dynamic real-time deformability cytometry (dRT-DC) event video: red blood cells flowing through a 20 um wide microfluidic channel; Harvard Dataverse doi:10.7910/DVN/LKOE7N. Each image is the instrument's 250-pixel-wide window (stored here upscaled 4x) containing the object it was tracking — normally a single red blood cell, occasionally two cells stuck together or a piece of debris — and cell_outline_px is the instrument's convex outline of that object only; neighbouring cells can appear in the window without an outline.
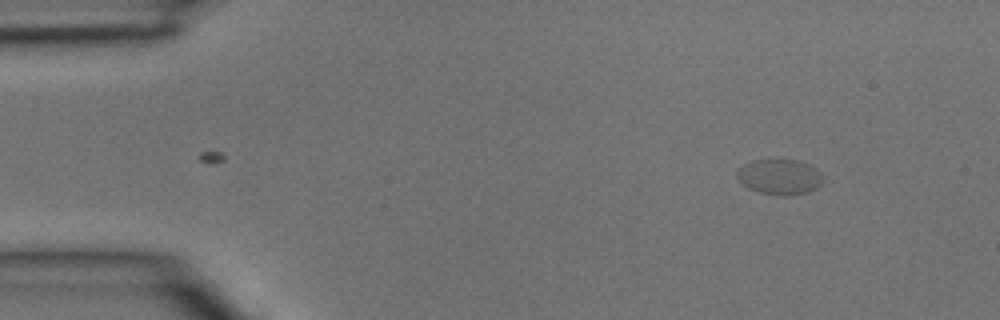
{"species": "common noctule bat (a hibernating species)", "species_latin": "Nyctalus noctula", "temperature_condition": "room temperature", "stored_images_in_passage": 3, "camera_frame_rate_fps": 3000, "um_per_image_px": 0.085, "animal": {"sex": "male", "body_mass_g": 15.6}, "frame": {"image": 1, "passage_image": 1, "time_ms": 0.0, "image_size_px": [1000, 320], "cell_outline_px": [[824, 180], [816, 188], [808, 192], [788, 196], [780, 196], [760, 192], [748, 188], [736, 176], [736, 172], [744, 164], [752, 160], [800, 160], [816, 168], [820, 172]], "centroid_in_image_um": [66.29, 15.03], "position_along_channel_um": 18.7, "area_um2": 17.74}}
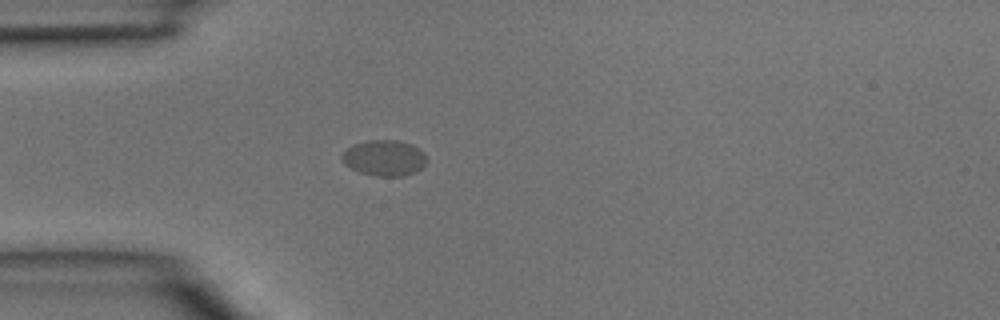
{"frame": {"image": 2, "passage_image": 3, "time_ms": 0.667, "image_size_px": [1000, 320], "cell_outline_px": [[428, 160], [416, 172], [404, 176], [372, 176], [360, 172], [344, 164], [340, 160], [340, 156], [352, 144], [368, 140], [396, 140], [412, 144], [424, 152]], "centroid_in_image_um": [32.66, 13.42], "position_along_channel_um": 52.3, "area_um2": 17.86}}